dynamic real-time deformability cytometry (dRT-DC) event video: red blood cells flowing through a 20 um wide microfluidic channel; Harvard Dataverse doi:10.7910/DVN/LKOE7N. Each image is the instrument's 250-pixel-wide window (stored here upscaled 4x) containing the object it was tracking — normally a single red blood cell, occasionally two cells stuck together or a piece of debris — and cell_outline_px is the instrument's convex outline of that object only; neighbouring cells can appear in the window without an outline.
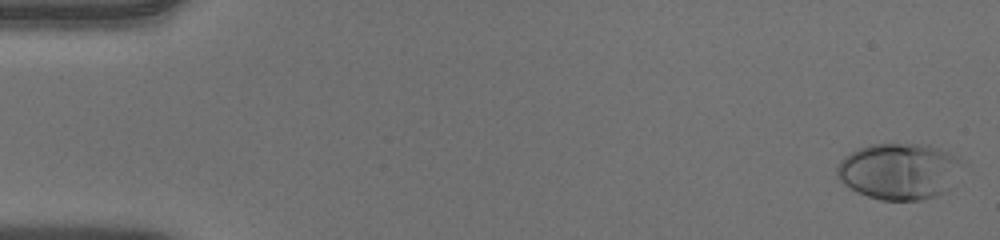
{"species": "human", "species_latin": "Homo sapiens", "temperature_condition": "warm", "stored_images_in_passage": 52, "camera_frame_rate_fps": 3000, "um_per_image_px": 0.085, "donor": {"sex": "male"}, "frame": {"image": 1, "passage_image": 2, "time_ms": 0.333, "image_size_px": [1000, 240], "cell_outline_px": [[956, 160], [948, 188], [944, 192], [936, 196], [920, 200], [880, 200], [856, 192], [844, 184], [836, 176], [836, 164], [844, 156], [860, 148], [872, 144], [928, 144], [952, 156]], "centroid_in_image_um": [76.24, 14.57], "position_along_channel_um": 8.8, "area_um2": 39.82}}
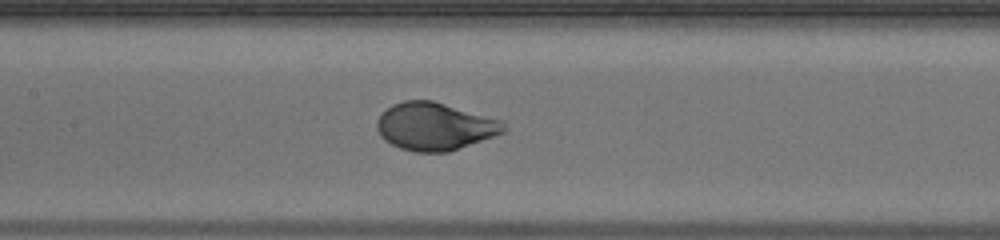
{"frame": {"image": 2, "passage_image": 26, "time_ms": 8.333, "image_size_px": [1000, 240], "cell_outline_px": [[508, 128], [504, 132], [496, 136], [448, 152], [416, 152], [400, 148], [384, 140], [380, 136], [376, 128], [376, 120], [392, 104], [404, 100], [432, 100], [504, 120]], "centroid_in_image_um": [36.99, 10.74], "position_along_channel_um": 170.4, "area_um2": 35.55}}
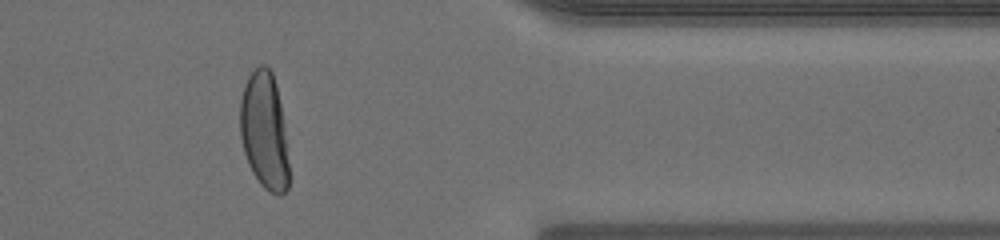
{"frame": {"image": 3, "passage_image": 44, "time_ms": 14.333, "image_size_px": [1000, 240], "cell_outline_px": [[288, 188], [280, 196], [276, 196], [268, 192], [260, 184], [252, 172], [248, 164], [244, 152], [240, 136], [240, 100], [244, 84], [248, 76], [260, 64], [264, 64], [272, 72], [276, 84], [284, 124], [288, 164]], "centroid_in_image_um": [22.45, 11.14], "position_along_channel_um": 388.9, "area_um2": 33.47}, "authors_computed_cell_mechanics": {"area_um2": 35.3158, "velocity_mm_per_s": 3.9283, "shape_relaxation_time_tau1_ms": 3.1068, "shape_relaxation_time_tau2_ms": null, "deformation_change_tau1": 0.213, "deformation_change_tau2": null}}